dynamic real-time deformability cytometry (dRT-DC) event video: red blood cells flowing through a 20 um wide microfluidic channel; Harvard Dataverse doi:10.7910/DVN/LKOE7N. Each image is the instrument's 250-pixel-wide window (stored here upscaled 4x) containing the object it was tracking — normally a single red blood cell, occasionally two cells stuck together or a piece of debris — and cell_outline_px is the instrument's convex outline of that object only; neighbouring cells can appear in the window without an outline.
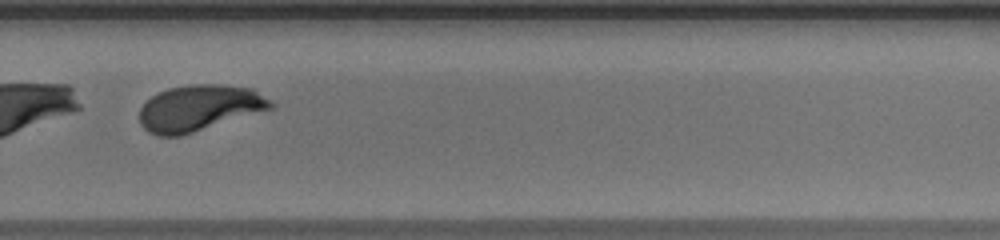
{"species": "human", "species_latin": "Homo sapiens", "temperature_condition": "warm", "stored_images_in_passage": 36, "camera_frame_rate_fps": 3000, "um_per_image_px": 0.085, "donor": {"sex": "male"}, "frame": {"image": 1, "passage_image": 21, "time_ms": 6.667, "image_size_px": [1000, 240], "cell_outline_px": [[276, 104], [272, 108], [180, 136], [156, 136], [148, 132], [140, 124], [140, 108], [156, 92], [168, 88], [188, 84], [220, 84], [252, 88]], "centroid_in_image_um": [16.9, 9.17], "position_along_channel_um": 312.9, "area_um2": 35.14}, "authors_computed_cell_mechanics": {"area_um2": 36.0094, "velocity_mm_per_s": 3.9489, "shape_relaxation_time_tau1_ms": 1.9491, "shape_relaxation_time_tau2_ms": 0.9114, "deformation_change_tau1": 0.3039, "deformation_change_tau2": 0.0626}}